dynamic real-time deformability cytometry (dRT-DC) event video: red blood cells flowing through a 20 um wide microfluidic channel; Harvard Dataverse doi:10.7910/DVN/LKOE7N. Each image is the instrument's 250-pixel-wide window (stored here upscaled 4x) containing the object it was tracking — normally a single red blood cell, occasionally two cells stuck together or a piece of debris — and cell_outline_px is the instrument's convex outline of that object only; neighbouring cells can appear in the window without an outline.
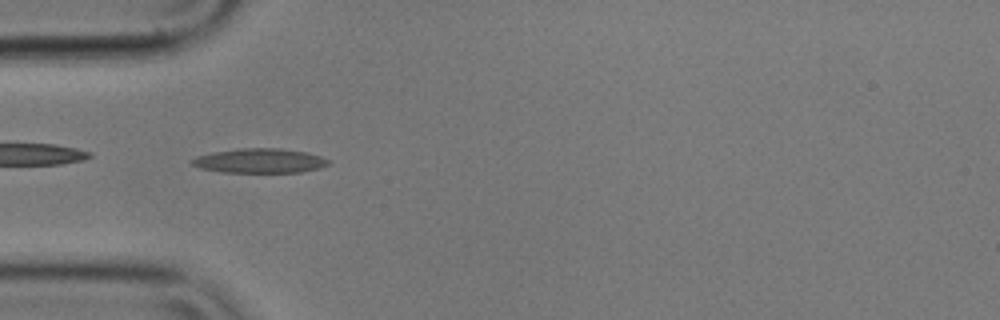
{"species": "common noctule bat (a hibernating species)", "species_latin": "Nyctalus noctula", "temperature_condition": "cold", "stored_images_in_passage": 40, "camera_frame_rate_fps": 3000, "um_per_image_px": 0.085, "animal": {"sex": "male", "body_mass_g": 17.9}, "frame": {"image": 1, "passage_image": 1, "time_ms": 0.0, "image_size_px": [1000, 320], "cell_outline_px": [[328, 164], [320, 168], [300, 172], [224, 172], [200, 168], [192, 164], [188, 160], [196, 156], [212, 152], [240, 148], [280, 148], [308, 152], [320, 156], [328, 160]], "centroid_in_image_um": [22.05, 13.65], "position_along_channel_um": 63.0, "area_um2": 19.48}}
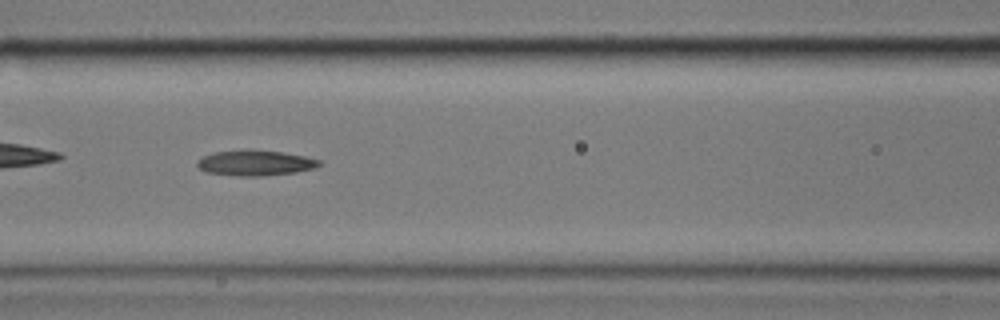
{"frame": {"image": 2, "passage_image": 8, "time_ms": 2.333, "image_size_px": [1000, 320], "cell_outline_px": [[320, 164], [316, 168], [296, 172], [260, 176], [236, 176], [204, 172], [196, 164], [196, 160], [212, 152], [240, 148], [248, 148], [280, 152], [304, 156], [320, 160]], "centroid_in_image_um": [21.63, 13.83], "position_along_channel_um": 145.0, "area_um2": 18.5}}
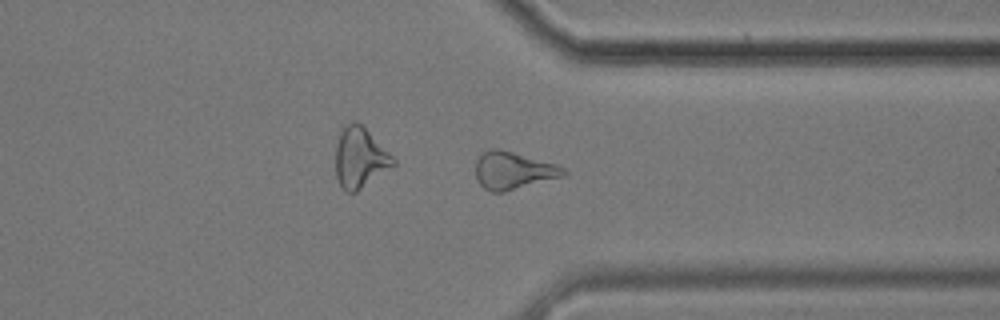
{"frame": {"image": 3, "passage_image": 27, "time_ms": 8.667, "image_size_px": [1000, 320], "cell_outline_px": [[568, 172], [564, 176], [504, 192], [492, 192], [484, 188], [476, 180], [476, 160], [488, 148], [500, 148], [556, 164], [564, 168]], "centroid_in_image_um": [43.62, 14.49], "position_along_channel_um": 367.8, "area_um2": 19.25}}